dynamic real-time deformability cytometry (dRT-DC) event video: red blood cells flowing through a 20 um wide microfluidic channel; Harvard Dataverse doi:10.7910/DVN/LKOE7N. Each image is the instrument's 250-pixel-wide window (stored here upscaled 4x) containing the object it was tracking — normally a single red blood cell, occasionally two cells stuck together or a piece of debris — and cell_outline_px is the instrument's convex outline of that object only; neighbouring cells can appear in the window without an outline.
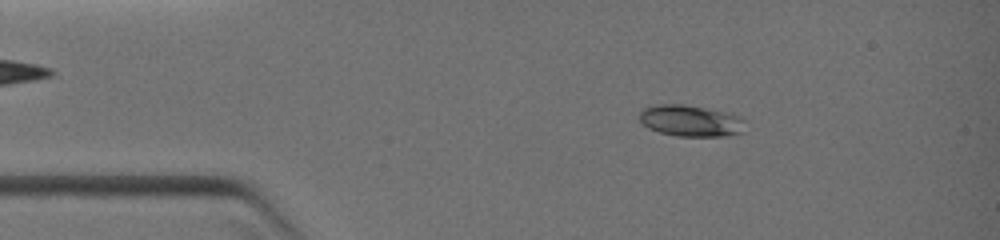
{"species": "common noctule bat (a hibernating species)", "species_latin": "Nyctalus noctula", "temperature_condition": "warm", "stored_images_in_passage": 77, "camera_frame_rate_fps": 3000, "um_per_image_px": 0.085, "animal": {"sex": "female", "body_mass_g": 19.0, "forearm_length_mm": 51.5}, "frame": {"image": 1, "passage_image": 8, "time_ms": 1.333, "image_size_px": [1000, 240], "cell_outline_px": [[744, 132], [728, 136], [676, 136], [660, 132], [648, 128], [640, 120], [640, 112], [644, 108], [660, 104], [680, 104], [740, 116]], "centroid_in_image_um": [58.67, 10.29], "position_along_channel_um": 26.3, "area_um2": 18.79}}
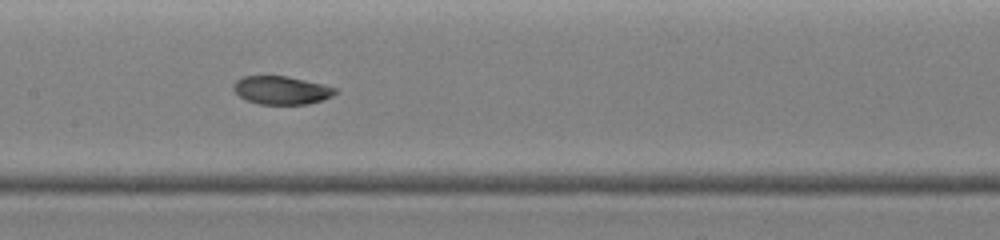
{"frame": {"image": 2, "passage_image": 37, "time_ms": 5.333, "image_size_px": [1000, 240], "cell_outline_px": [[336, 92], [332, 96], [308, 104], [260, 104], [248, 100], [240, 96], [232, 88], [232, 84], [236, 80], [244, 76], [288, 76], [324, 84], [336, 88]], "centroid_in_image_um": [23.91, 7.66], "position_along_channel_um": 183.5, "area_um2": 16.65}}
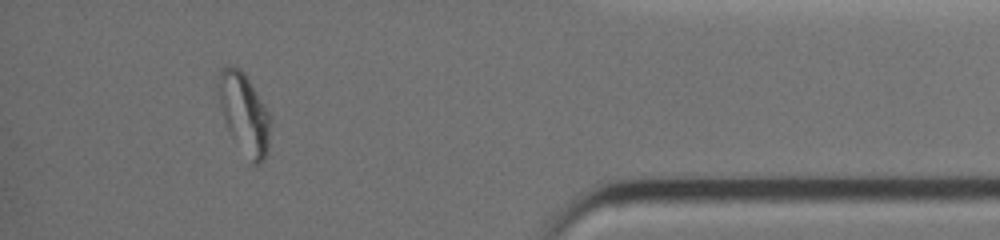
{"frame": {"image": 3, "passage_image": 68, "time_ms": 10.333, "image_size_px": [1000, 240], "cell_outline_px": [[272, 116], [268, 148], [264, 160], [260, 164], [252, 164], [228, 132], [224, 120], [216, 88], [216, 80], [220, 68], [232, 64], [240, 68], [244, 72]], "centroid_in_image_um": [20.74, 9.61], "position_along_channel_um": 414.5, "area_um2": 25.03}}